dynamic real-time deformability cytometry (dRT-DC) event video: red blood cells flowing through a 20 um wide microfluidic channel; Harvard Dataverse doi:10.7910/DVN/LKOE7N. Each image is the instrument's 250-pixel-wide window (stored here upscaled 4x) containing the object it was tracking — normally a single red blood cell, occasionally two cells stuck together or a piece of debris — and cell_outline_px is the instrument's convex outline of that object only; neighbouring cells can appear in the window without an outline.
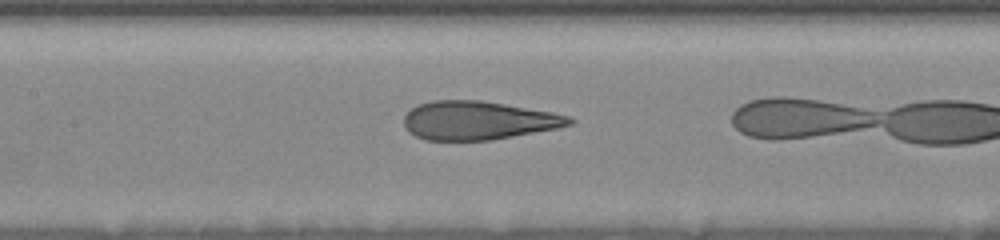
{"species": "human", "species_latin": "Homo sapiens", "temperature_condition": "room temperature", "stored_images_in_passage": 19, "camera_frame_rate_fps": 3000, "um_per_image_px": 0.085, "donor": {"sex": "female"}, "frame": {"image": 1, "passage_image": 6, "time_ms": 1.667, "image_size_px": [1000, 240], "cell_outline_px": [[576, 120], [572, 124], [556, 128], [492, 140], [424, 140], [408, 132], [404, 128], [404, 116], [412, 108], [420, 104], [432, 100], [480, 100], [552, 112], [568, 116]], "centroid_in_image_um": [40.61, 10.24], "position_along_channel_um": 166.8, "area_um2": 37.05}}
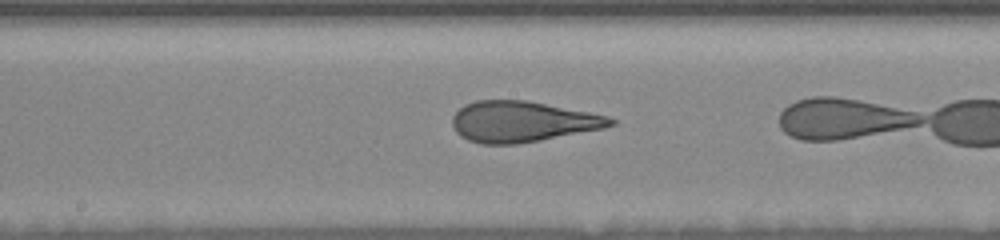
{"frame": {"image": 2, "passage_image": 9, "time_ms": 2.667, "image_size_px": [1000, 240], "cell_outline_px": [[616, 124], [604, 128], [540, 140], [516, 144], [480, 144], [468, 140], [460, 136], [456, 132], [452, 124], [452, 116], [464, 104], [476, 100], [528, 100], [608, 116], [616, 120]], "centroid_in_image_um": [44.37, 10.33], "position_along_channel_um": 203.8, "area_um2": 37.63}}
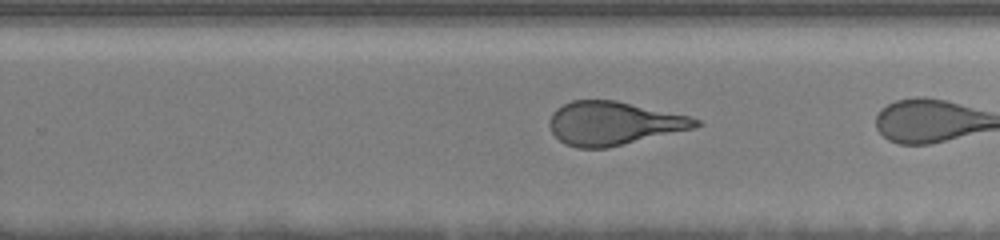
{"frame": {"image": 3, "passage_image": 14, "time_ms": 4.667, "image_size_px": [1000, 240], "cell_outline_px": [[704, 124], [692, 128], [608, 148], [576, 148], [564, 144], [552, 132], [548, 124], [548, 120], [552, 112], [556, 108], [572, 100], [616, 100], [688, 116], [700, 120]], "centroid_in_image_um": [52.1, 10.48], "position_along_channel_um": 277.7, "area_um2": 36.93}}